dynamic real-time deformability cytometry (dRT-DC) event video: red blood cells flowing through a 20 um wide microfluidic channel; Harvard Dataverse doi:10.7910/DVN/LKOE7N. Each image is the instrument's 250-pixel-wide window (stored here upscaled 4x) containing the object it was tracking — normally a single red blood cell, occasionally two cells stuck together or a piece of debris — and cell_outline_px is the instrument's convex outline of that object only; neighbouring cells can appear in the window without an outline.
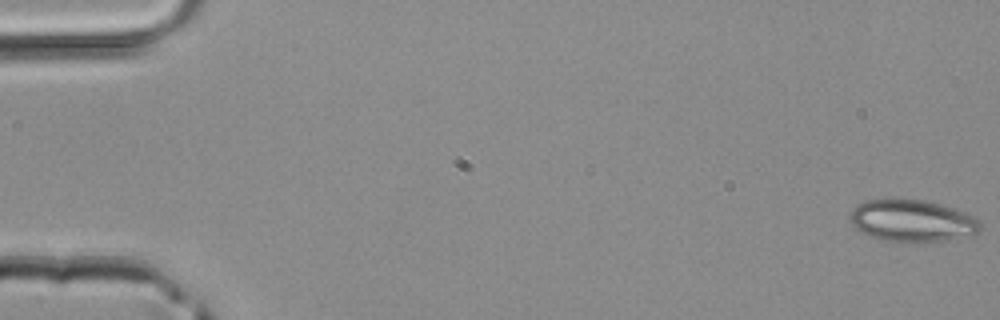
{"species": "common noctule bat (a hibernating species)", "species_latin": "Nyctalus noctula", "temperature_condition": "room temperature", "stored_images_in_passage": 45, "camera_frame_rate_fps": 3000, "um_per_image_px": 0.085, "animal": {"sex": "male", "body_mass_g": 20.4}, "frame": {"image": 1, "passage_image": 1, "time_ms": 0.0, "image_size_px": [1000, 320], "cell_outline_px": [[980, 228], [976, 232], [944, 240], [904, 244], [900, 244], [884, 240], [860, 232], [848, 220], [848, 216], [852, 208], [856, 204], [868, 200], [924, 200], [940, 204], [964, 212], [980, 220]], "centroid_in_image_um": [77.45, 18.78], "position_along_channel_um": 7.6, "area_um2": 31.79}}
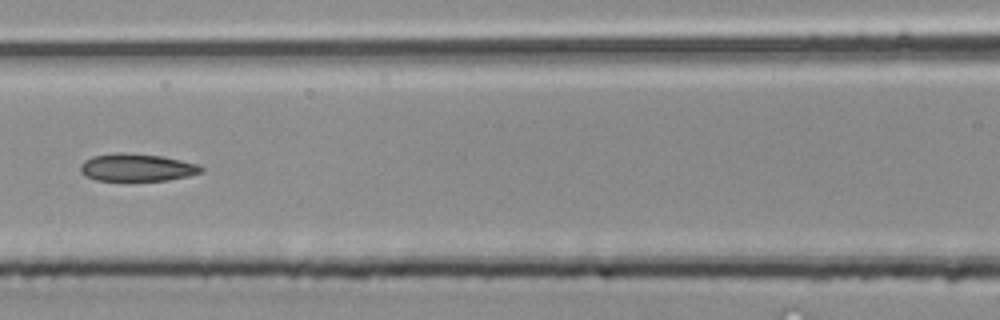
{"frame": {"image": 2, "passage_image": 21, "time_ms": 6.667, "image_size_px": [1000, 320], "cell_outline_px": [[204, 172], [188, 176], [168, 180], [96, 180], [84, 176], [80, 172], [80, 164], [84, 160], [92, 156], [116, 152], [120, 152], [160, 156], [200, 164], [204, 168]], "centroid_in_image_um": [11.63, 14.23], "position_along_channel_um": 155.0, "area_um2": 19.48}}
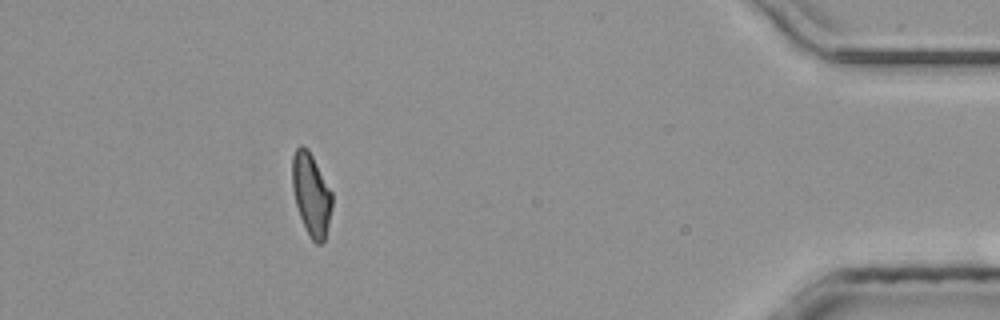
{"frame": {"image": 3, "passage_image": 41, "time_ms": 13.333, "image_size_px": [1000, 320], "cell_outline_px": [[332, 208], [324, 240], [320, 244], [316, 244], [308, 236], [300, 216], [296, 204], [292, 188], [292, 156], [296, 148], [300, 144], [308, 148], [332, 192]], "centroid_in_image_um": [26.44, 16.51], "position_along_channel_um": 408.8, "area_um2": 19.13}}